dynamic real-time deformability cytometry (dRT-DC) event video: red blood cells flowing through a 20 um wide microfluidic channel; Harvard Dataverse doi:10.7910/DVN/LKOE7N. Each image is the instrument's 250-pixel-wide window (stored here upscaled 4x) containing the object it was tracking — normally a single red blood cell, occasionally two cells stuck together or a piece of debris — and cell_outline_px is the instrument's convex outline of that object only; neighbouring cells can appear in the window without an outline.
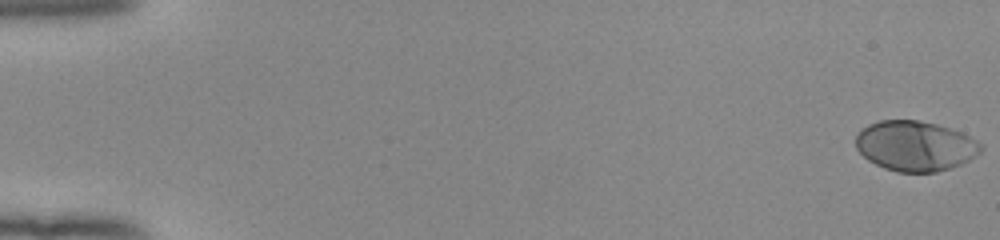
{"species": "human", "species_latin": "Homo sapiens", "temperature_condition": "room temperature", "stored_images_in_passage": 54, "camera_frame_rate_fps": 3000, "um_per_image_px": 0.085, "donor": {"sex": "female"}, "frame": {"image": 1, "passage_image": 1, "time_ms": 0.0, "image_size_px": [1000, 240], "cell_outline_px": [[984, 148], [980, 152], [968, 160], [960, 164], [936, 172], [896, 172], [884, 168], [868, 160], [856, 148], [856, 136], [860, 128], [868, 124], [880, 120], [916, 120], [936, 124], [960, 132], [976, 140]], "centroid_in_image_um": [77.75, 12.4], "position_along_channel_um": 7.2, "area_um2": 36.36}}
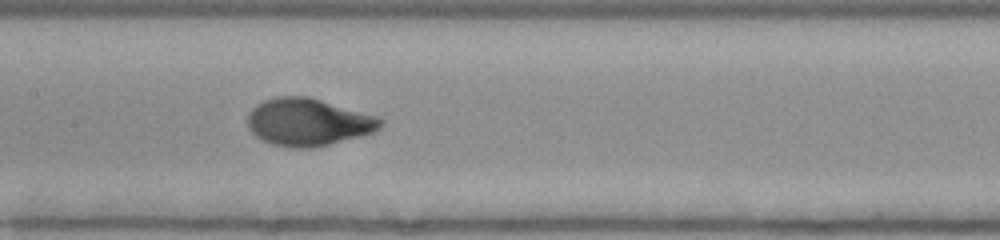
{"frame": {"image": 2, "passage_image": 28, "time_ms": 9.0, "image_size_px": [1000, 240], "cell_outline_px": [[384, 124], [380, 128], [372, 132], [360, 136], [312, 148], [288, 148], [272, 144], [260, 140], [248, 128], [248, 112], [256, 104], [264, 100], [276, 96], [308, 96], [376, 116], [384, 120]], "centroid_in_image_um": [26.16, 10.38], "position_along_channel_um": 181.2, "area_um2": 36.76}}
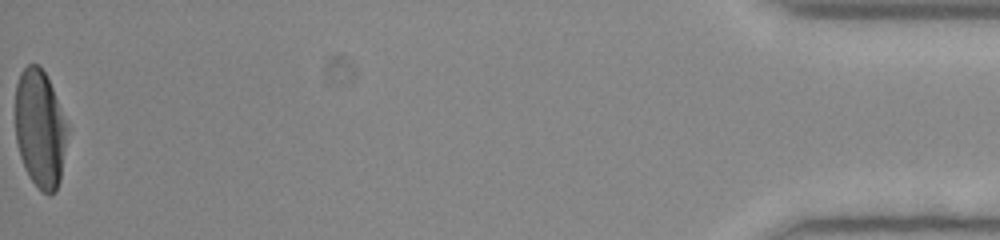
{"frame": {"image": 3, "passage_image": 54, "time_ms": 17.667, "image_size_px": [1000, 240], "cell_outline_px": [[64, 148], [60, 180], [56, 192], [48, 196], [32, 180], [24, 168], [20, 156], [16, 140], [16, 84], [20, 72], [28, 64], [40, 64], [52, 88], [64, 124]], "centroid_in_image_um": [3.34, 10.94], "position_along_channel_um": 431.9, "area_um2": 34.56}, "authors_computed_cell_mechanics": {"area_um2": 35.547, "velocity_mm_per_s": 3.948, "shape_relaxation_time_tau1_ms": 3.4802, "shape_relaxation_time_tau2_ms": null, "deformation_change_tau1": 0.2165, "deformation_change_tau2": null}}